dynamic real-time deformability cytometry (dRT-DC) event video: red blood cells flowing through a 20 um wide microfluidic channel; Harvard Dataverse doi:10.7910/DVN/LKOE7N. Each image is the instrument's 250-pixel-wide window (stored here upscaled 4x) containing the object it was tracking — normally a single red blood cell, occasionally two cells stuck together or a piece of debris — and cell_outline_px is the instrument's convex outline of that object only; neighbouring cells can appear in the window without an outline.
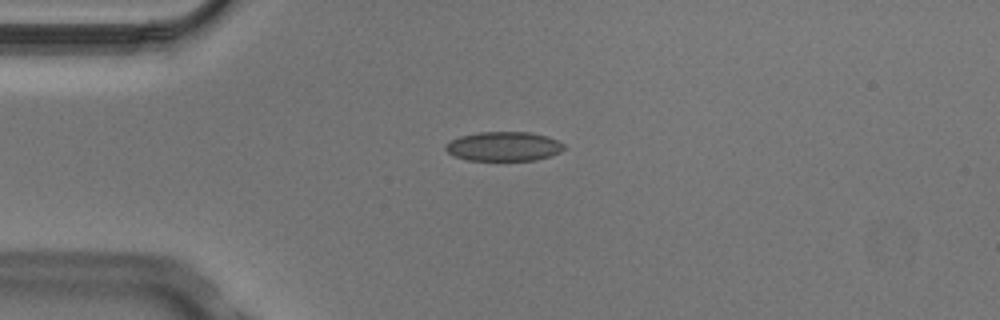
{"species": "Egyptian fruit bat (a non-hibernating species)", "species_latin": "Rousettus aegyptiacus", "temperature_condition": "cold", "stored_images_in_passage": 6, "camera_frame_rate_fps": 3000, "um_per_image_px": 0.085, "animal": {"sex": "male"}, "frame": {"image": 1, "passage_image": 3, "time_ms": 0.667, "image_size_px": [1000, 320], "cell_outline_px": [[564, 148], [560, 152], [536, 160], [468, 160], [456, 156], [448, 152], [444, 148], [452, 140], [460, 136], [480, 132], [532, 132], [548, 136], [564, 144]], "centroid_in_image_um": [42.84, 12.43], "position_along_channel_um": 42.2, "area_um2": 20.0}}
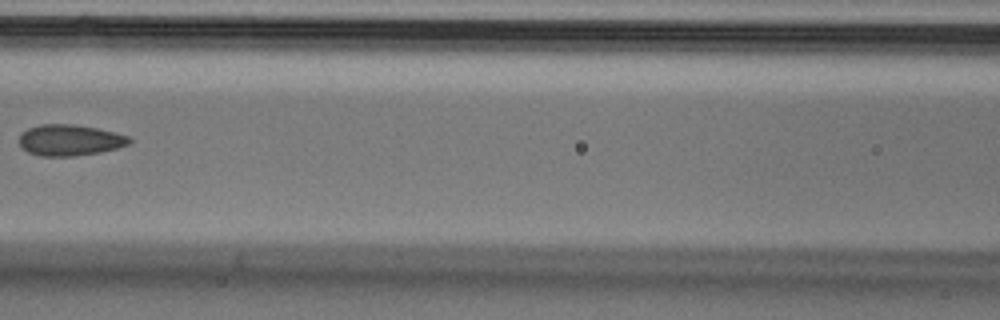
{"frame": {"image": 2, "passage_image": 6, "time_ms": 1.667, "image_size_px": [1000, 320], "cell_outline_px": [[132, 140], [128, 144], [116, 148], [100, 152], [72, 156], [40, 156], [28, 152], [20, 148], [20, 132], [28, 128], [40, 124], [72, 124], [96, 128], [128, 136]], "centroid_in_image_um": [5.88, 11.91], "position_along_channel_um": 160.7, "area_um2": 19.88}}